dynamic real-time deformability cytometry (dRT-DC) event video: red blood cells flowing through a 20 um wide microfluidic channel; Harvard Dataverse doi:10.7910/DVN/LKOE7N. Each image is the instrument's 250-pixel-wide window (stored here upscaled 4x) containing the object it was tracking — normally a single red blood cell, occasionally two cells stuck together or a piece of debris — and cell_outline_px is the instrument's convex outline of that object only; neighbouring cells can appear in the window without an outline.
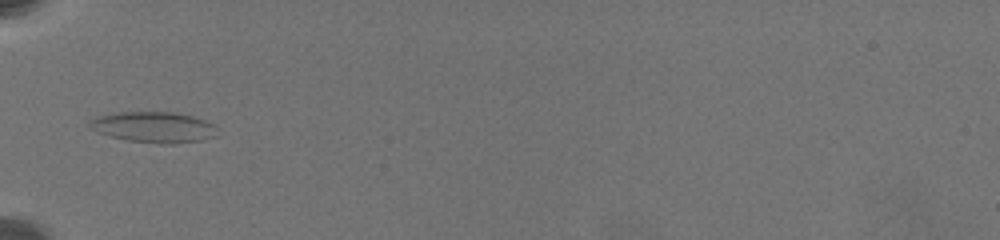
{"species": "common noctule bat (a hibernating species)", "species_latin": "Nyctalus noctula", "temperature_condition": "warm", "stored_images_in_passage": 45, "camera_frame_rate_fps": 3000, "um_per_image_px": 0.085, "animal": {"sex": "female", "body_mass_g": 19.5, "forearm_length_mm": 54.1}, "frame": {"image": 1, "passage_image": 1, "time_ms": 0.0, "image_size_px": [1000, 240], "cell_outline_px": [[216, 136], [200, 140], [176, 144], [160, 144], [128, 140], [112, 136], [88, 128], [88, 120], [96, 116], [120, 112], [176, 112], [192, 116], [216, 124]], "centroid_in_image_um": [13.07, 10.8], "position_along_channel_um": 71.9, "area_um2": 23.0}}
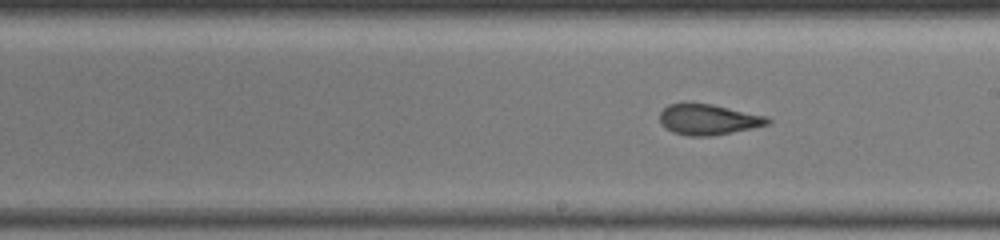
{"frame": {"image": 2, "passage_image": 26, "time_ms": 4.667, "image_size_px": [1000, 240], "cell_outline_px": [[772, 120], [768, 124], [752, 128], [712, 136], [688, 136], [672, 132], [664, 128], [660, 124], [660, 112], [668, 104], [712, 104], [768, 116]], "centroid_in_image_um": [60.2, 10.17], "position_along_channel_um": 228.8, "area_um2": 19.25}}
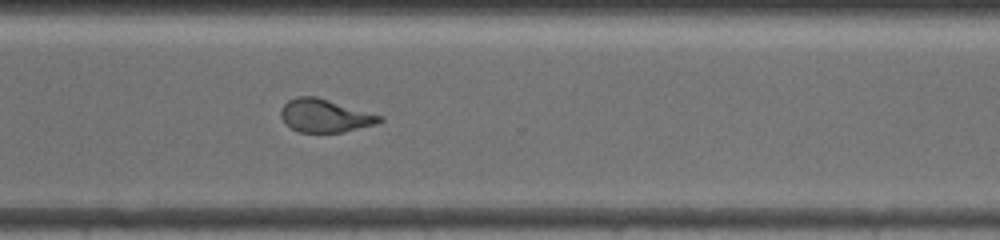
{"frame": {"image": 3, "passage_image": 44, "time_ms": 8.0, "image_size_px": [1000, 240], "cell_outline_px": [[384, 120], [376, 124], [344, 132], [300, 132], [284, 124], [280, 116], [280, 108], [288, 100], [296, 96], [316, 96], [384, 116]], "centroid_in_image_um": [27.61, 9.83], "position_along_channel_um": 343.0, "area_um2": 19.25}}